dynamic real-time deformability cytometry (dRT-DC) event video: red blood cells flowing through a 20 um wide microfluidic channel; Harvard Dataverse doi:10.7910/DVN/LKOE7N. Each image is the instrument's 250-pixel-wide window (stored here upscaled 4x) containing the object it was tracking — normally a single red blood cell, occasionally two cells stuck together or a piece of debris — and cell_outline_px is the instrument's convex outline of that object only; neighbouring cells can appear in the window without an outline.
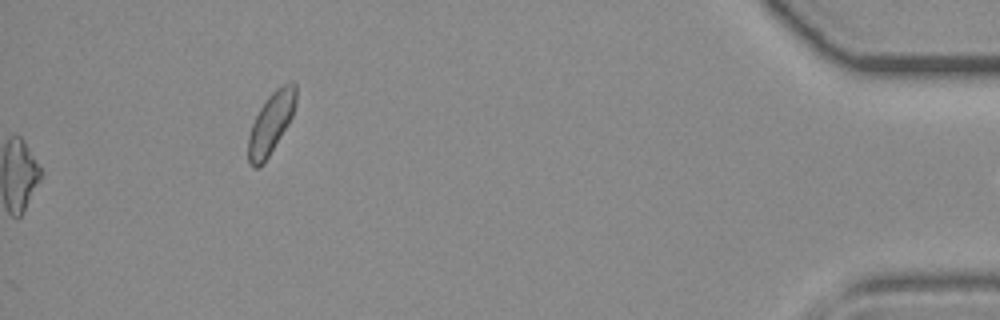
{"species": "common noctule bat (a hibernating species)", "species_latin": "Nyctalus noctula", "temperature_condition": "room temperature", "stored_images_in_passage": 32, "camera_frame_rate_fps": 3000, "um_per_image_px": 0.085, "animal": {"sex": "female", "body_mass_g": 19.3, "forearm_length_mm": 54.1}, "frame": {"image": 1, "passage_image": 32, "time_ms": 10.333, "image_size_px": [1000, 320], "cell_outline_px": [[296, 100], [292, 116], [288, 124], [264, 164], [260, 168], [256, 168], [248, 160], [248, 136], [252, 124], [260, 108], [268, 96], [276, 88], [292, 80], [296, 84]], "centroid_in_image_um": [23.03, 10.46], "position_along_channel_um": 412.2, "area_um2": 16.94}}